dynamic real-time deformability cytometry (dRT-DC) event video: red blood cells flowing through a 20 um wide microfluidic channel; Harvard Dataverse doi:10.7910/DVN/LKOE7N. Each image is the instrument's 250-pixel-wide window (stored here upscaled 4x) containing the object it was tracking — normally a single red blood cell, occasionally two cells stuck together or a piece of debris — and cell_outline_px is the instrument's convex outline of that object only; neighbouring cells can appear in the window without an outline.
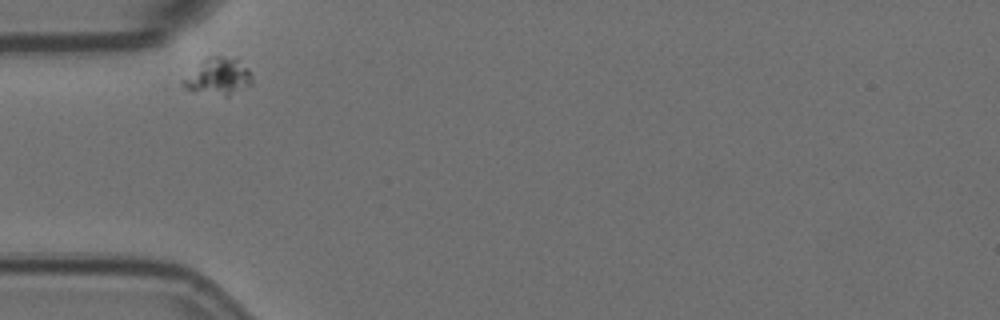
{"species": "Egyptian fruit bat (a non-hibernating species)", "species_latin": "Rousettus aegyptiacus", "temperature_condition": "room temperature", "stored_images_in_passage": 2, "camera_frame_rate_fps": 3000, "um_per_image_px": 0.085, "animal": {"sex": "female"}, "frame": {"image": 1, "passage_image": 1, "time_ms": 0.0, "image_size_px": [1000, 320], "cell_outline_px": [[252, 84], [228, 96], [192, 92], [184, 88], [180, 84], [208, 56], [236, 56], [248, 68], [252, 76]], "centroid_in_image_um": [18.6, 6.5], "position_along_channel_um": 66.4, "area_um2": 14.8}}